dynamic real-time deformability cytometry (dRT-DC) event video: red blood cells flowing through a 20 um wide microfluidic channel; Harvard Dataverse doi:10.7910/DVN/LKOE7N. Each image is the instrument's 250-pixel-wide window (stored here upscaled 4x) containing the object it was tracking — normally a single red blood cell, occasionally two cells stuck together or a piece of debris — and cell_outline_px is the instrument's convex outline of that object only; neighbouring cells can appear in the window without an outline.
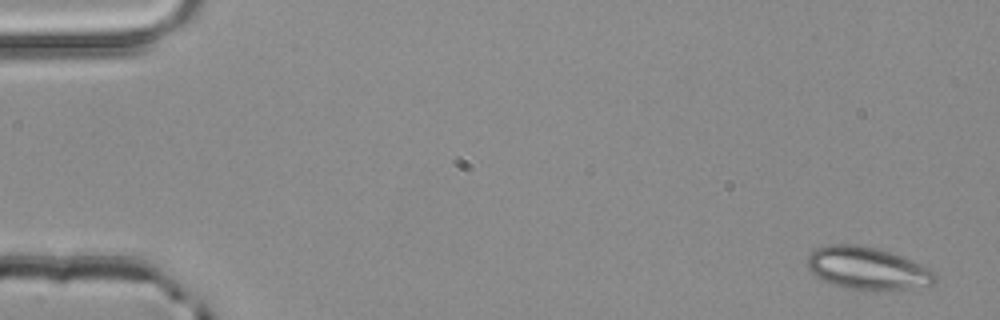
{"species": "common noctule bat (a hibernating species)", "species_latin": "Nyctalus noctula", "temperature_condition": "room temperature", "stored_images_in_passage": 3, "camera_frame_rate_fps": 3000, "um_per_image_px": 0.085, "animal": {"sex": "male", "body_mass_g": 20.4}, "frame": {"image": 1, "passage_image": 1, "time_ms": 0.0, "image_size_px": [1000, 320], "cell_outline_px": [[936, 280], [932, 284], [900, 292], [872, 292], [844, 288], [832, 284], [816, 276], [808, 268], [808, 256], [816, 248], [828, 244], [856, 244], [876, 248], [900, 256], [932, 268], [936, 272]], "centroid_in_image_um": [73.79, 22.86], "position_along_channel_um": 11.2, "area_um2": 32.48}}